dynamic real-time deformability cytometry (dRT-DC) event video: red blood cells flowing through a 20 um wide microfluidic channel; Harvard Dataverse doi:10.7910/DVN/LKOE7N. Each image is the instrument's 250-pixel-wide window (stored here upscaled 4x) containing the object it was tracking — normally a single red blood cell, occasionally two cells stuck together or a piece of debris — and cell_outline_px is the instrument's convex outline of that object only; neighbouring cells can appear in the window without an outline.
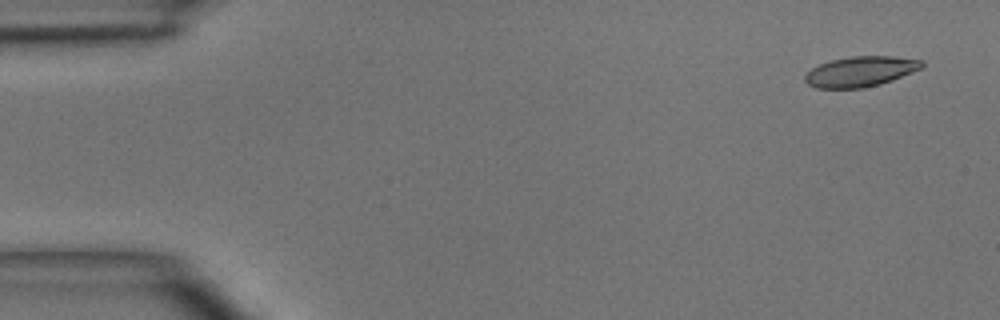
{"species": "common noctule bat (a hibernating species)", "species_latin": "Nyctalus noctula", "temperature_condition": "room temperature", "stored_images_in_passage": 4, "camera_frame_rate_fps": 3000, "um_per_image_px": 0.085, "animal": {"sex": "male", "body_mass_g": 15.6}, "frame": {"image": 1, "passage_image": 1, "time_ms": 0.0, "image_size_px": [1000, 320], "cell_outline_px": [[924, 68], [892, 80], [880, 84], [864, 88], [816, 88], [808, 84], [804, 80], [804, 76], [812, 68], [820, 64], [832, 60], [852, 56], [892, 56], [924, 60]], "centroid_in_image_um": [73.18, 6.08], "position_along_channel_um": 11.8, "area_um2": 20.69}}
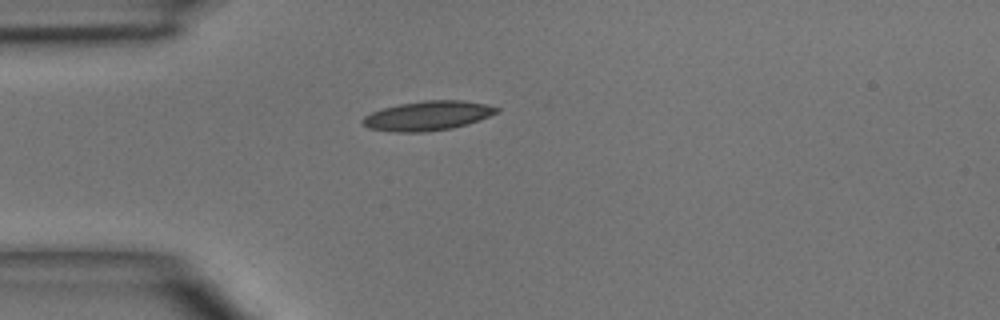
{"frame": {"image": 2, "passage_image": 4, "time_ms": 3.333, "image_size_px": [1000, 320], "cell_outline_px": [[500, 112], [480, 120], [468, 124], [452, 128], [424, 132], [396, 132], [368, 128], [360, 120], [364, 116], [372, 112], [384, 108], [400, 104], [424, 100], [464, 100], [488, 104], [500, 108]], "centroid_in_image_um": [36.41, 9.83], "position_along_channel_um": 48.6, "area_um2": 23.12}}